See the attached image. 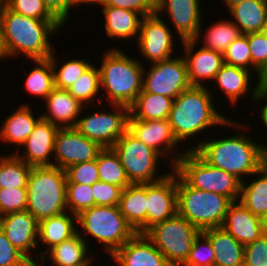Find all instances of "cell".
I'll return each mask as SVG.
<instances>
[{"mask_svg":"<svg viewBox=\"0 0 267 266\" xmlns=\"http://www.w3.org/2000/svg\"><path fill=\"white\" fill-rule=\"evenodd\" d=\"M235 121L231 118L225 123V126L231 129L234 127L233 129L238 131L237 134L233 131L232 136L225 137L224 135L223 138L217 137L216 139L215 137L213 139L211 137L210 140L208 136L207 138H197L198 143L194 141L193 143H196L194 150L208 164L233 174L242 182L262 167V143L256 142V139L253 140L250 135H247L249 126L246 123Z\"/></svg>","mask_w":267,"mask_h":266,"instance_id":"obj_1","label":"cell"},{"mask_svg":"<svg viewBox=\"0 0 267 266\" xmlns=\"http://www.w3.org/2000/svg\"><path fill=\"white\" fill-rule=\"evenodd\" d=\"M0 24L4 61L19 54L28 60L49 59L55 47L50 40L65 26L60 20L26 17L6 6L0 11Z\"/></svg>","mask_w":267,"mask_h":266,"instance_id":"obj_2","label":"cell"},{"mask_svg":"<svg viewBox=\"0 0 267 266\" xmlns=\"http://www.w3.org/2000/svg\"><path fill=\"white\" fill-rule=\"evenodd\" d=\"M210 89L207 86H191L173 100L168 121L180 144L184 142L185 145L186 141L191 143L187 150H194L192 140L199 137L200 133L203 132L204 135L205 131L216 126L218 129L220 125L225 129V123L230 119L223 112L218 111V108L216 109L214 105L217 103H213L215 97Z\"/></svg>","mask_w":267,"mask_h":266,"instance_id":"obj_3","label":"cell"},{"mask_svg":"<svg viewBox=\"0 0 267 266\" xmlns=\"http://www.w3.org/2000/svg\"><path fill=\"white\" fill-rule=\"evenodd\" d=\"M116 46L103 52L101 56V93L110 104L130 107L142 91L144 64Z\"/></svg>","mask_w":267,"mask_h":266,"instance_id":"obj_4","label":"cell"},{"mask_svg":"<svg viewBox=\"0 0 267 266\" xmlns=\"http://www.w3.org/2000/svg\"><path fill=\"white\" fill-rule=\"evenodd\" d=\"M77 226H81L77 227V229L80 228L77 232L89 247L92 238L93 241L98 242L96 243L98 246L99 244L103 246L102 254L105 252V255L108 254L107 257L136 234L120 212L119 206L95 205L83 210L77 215Z\"/></svg>","mask_w":267,"mask_h":266,"instance_id":"obj_5","label":"cell"},{"mask_svg":"<svg viewBox=\"0 0 267 266\" xmlns=\"http://www.w3.org/2000/svg\"><path fill=\"white\" fill-rule=\"evenodd\" d=\"M66 173L57 166H32L27 184V208L38 222L68 211Z\"/></svg>","mask_w":267,"mask_h":266,"instance_id":"obj_6","label":"cell"},{"mask_svg":"<svg viewBox=\"0 0 267 266\" xmlns=\"http://www.w3.org/2000/svg\"><path fill=\"white\" fill-rule=\"evenodd\" d=\"M232 202L227 196L191 187L177 173V213L200 232L222 227Z\"/></svg>","mask_w":267,"mask_h":266,"instance_id":"obj_7","label":"cell"},{"mask_svg":"<svg viewBox=\"0 0 267 266\" xmlns=\"http://www.w3.org/2000/svg\"><path fill=\"white\" fill-rule=\"evenodd\" d=\"M191 187L229 197L240 198L241 181L233 174L208 164L195 150H188L173 168Z\"/></svg>","mask_w":267,"mask_h":266,"instance_id":"obj_8","label":"cell"},{"mask_svg":"<svg viewBox=\"0 0 267 266\" xmlns=\"http://www.w3.org/2000/svg\"><path fill=\"white\" fill-rule=\"evenodd\" d=\"M199 233L192 223L176 213L171 218L153 225L144 234L171 266H181Z\"/></svg>","mask_w":267,"mask_h":266,"instance_id":"obj_9","label":"cell"},{"mask_svg":"<svg viewBox=\"0 0 267 266\" xmlns=\"http://www.w3.org/2000/svg\"><path fill=\"white\" fill-rule=\"evenodd\" d=\"M112 148L118 154L131 184L154 183L162 180L169 173H159L158 165L163 160L162 157L128 129Z\"/></svg>","mask_w":267,"mask_h":266,"instance_id":"obj_10","label":"cell"},{"mask_svg":"<svg viewBox=\"0 0 267 266\" xmlns=\"http://www.w3.org/2000/svg\"><path fill=\"white\" fill-rule=\"evenodd\" d=\"M97 105V106H96ZM94 106L96 110L90 111L86 116L80 115L76 129L88 139L97 142L102 148H112L115 142L128 129L129 107L119 104H107L111 108H99L101 104Z\"/></svg>","mask_w":267,"mask_h":266,"instance_id":"obj_11","label":"cell"},{"mask_svg":"<svg viewBox=\"0 0 267 266\" xmlns=\"http://www.w3.org/2000/svg\"><path fill=\"white\" fill-rule=\"evenodd\" d=\"M191 87L183 55L144 65L142 91L175 99Z\"/></svg>","mask_w":267,"mask_h":266,"instance_id":"obj_12","label":"cell"},{"mask_svg":"<svg viewBox=\"0 0 267 266\" xmlns=\"http://www.w3.org/2000/svg\"><path fill=\"white\" fill-rule=\"evenodd\" d=\"M156 12L142 18L135 40L137 50L150 64L174 57V32ZM173 33V34H172Z\"/></svg>","mask_w":267,"mask_h":266,"instance_id":"obj_13","label":"cell"},{"mask_svg":"<svg viewBox=\"0 0 267 266\" xmlns=\"http://www.w3.org/2000/svg\"><path fill=\"white\" fill-rule=\"evenodd\" d=\"M128 130L146 146L155 150L161 157H166V160L169 157L171 161L169 165L172 169L177 164L179 158L188 151L186 147L185 149L178 147L182 144H179L174 136L168 119H128ZM178 148L180 149L179 152Z\"/></svg>","mask_w":267,"mask_h":266,"instance_id":"obj_14","label":"cell"},{"mask_svg":"<svg viewBox=\"0 0 267 266\" xmlns=\"http://www.w3.org/2000/svg\"><path fill=\"white\" fill-rule=\"evenodd\" d=\"M102 149L76 128H59L54 142L53 166L65 170L73 164L92 161Z\"/></svg>","mask_w":267,"mask_h":266,"instance_id":"obj_15","label":"cell"},{"mask_svg":"<svg viewBox=\"0 0 267 266\" xmlns=\"http://www.w3.org/2000/svg\"><path fill=\"white\" fill-rule=\"evenodd\" d=\"M168 168L162 180L147 183L146 231L177 213V172Z\"/></svg>","mask_w":267,"mask_h":266,"instance_id":"obj_16","label":"cell"},{"mask_svg":"<svg viewBox=\"0 0 267 266\" xmlns=\"http://www.w3.org/2000/svg\"><path fill=\"white\" fill-rule=\"evenodd\" d=\"M200 0H156V13L173 23L180 41L193 40L202 24Z\"/></svg>","mask_w":267,"mask_h":266,"instance_id":"obj_17","label":"cell"},{"mask_svg":"<svg viewBox=\"0 0 267 266\" xmlns=\"http://www.w3.org/2000/svg\"><path fill=\"white\" fill-rule=\"evenodd\" d=\"M38 227L39 222L27 210L0 217V228L7 239L28 259H32L38 254L36 250L38 248Z\"/></svg>","mask_w":267,"mask_h":266,"instance_id":"obj_18","label":"cell"},{"mask_svg":"<svg viewBox=\"0 0 267 266\" xmlns=\"http://www.w3.org/2000/svg\"><path fill=\"white\" fill-rule=\"evenodd\" d=\"M181 45L191 86H208L224 64L223 54L200 47L194 40L182 41Z\"/></svg>","mask_w":267,"mask_h":266,"instance_id":"obj_19","label":"cell"},{"mask_svg":"<svg viewBox=\"0 0 267 266\" xmlns=\"http://www.w3.org/2000/svg\"><path fill=\"white\" fill-rule=\"evenodd\" d=\"M58 130L59 127L41 118L33 132L20 146L22 153L20 154V151L11 153L30 166H53L54 142Z\"/></svg>","mask_w":267,"mask_h":266,"instance_id":"obj_20","label":"cell"},{"mask_svg":"<svg viewBox=\"0 0 267 266\" xmlns=\"http://www.w3.org/2000/svg\"><path fill=\"white\" fill-rule=\"evenodd\" d=\"M251 73L252 72L248 69L224 63L216 74L213 81L217 83L215 85L221 90V93L227 97L226 100L231 103V107H235L239 100L241 98L244 99V96L247 97V95L251 97L249 98L251 99L250 103L255 102V104L258 105L261 87L257 81L255 84L256 87L254 86L252 87L253 89L251 88V86H253L250 85L253 75Z\"/></svg>","mask_w":267,"mask_h":266,"instance_id":"obj_21","label":"cell"},{"mask_svg":"<svg viewBox=\"0 0 267 266\" xmlns=\"http://www.w3.org/2000/svg\"><path fill=\"white\" fill-rule=\"evenodd\" d=\"M111 259L118 266H171L145 234L140 233L116 250Z\"/></svg>","mask_w":267,"mask_h":266,"instance_id":"obj_22","label":"cell"},{"mask_svg":"<svg viewBox=\"0 0 267 266\" xmlns=\"http://www.w3.org/2000/svg\"><path fill=\"white\" fill-rule=\"evenodd\" d=\"M44 102L47 111L40 116L59 128H75L81 113L89 111V106H83L65 89L54 88Z\"/></svg>","mask_w":267,"mask_h":266,"instance_id":"obj_23","label":"cell"},{"mask_svg":"<svg viewBox=\"0 0 267 266\" xmlns=\"http://www.w3.org/2000/svg\"><path fill=\"white\" fill-rule=\"evenodd\" d=\"M222 227L244 246L266 232L265 220L254 215L239 200L230 204Z\"/></svg>","mask_w":267,"mask_h":266,"instance_id":"obj_24","label":"cell"},{"mask_svg":"<svg viewBox=\"0 0 267 266\" xmlns=\"http://www.w3.org/2000/svg\"><path fill=\"white\" fill-rule=\"evenodd\" d=\"M33 112L35 111L32 110L30 103H21L13 112L3 118L4 121L0 126V142L3 141V144L9 143V145H14L13 147L17 146L16 151H20V146L42 118L39 113L35 114Z\"/></svg>","mask_w":267,"mask_h":266,"instance_id":"obj_25","label":"cell"},{"mask_svg":"<svg viewBox=\"0 0 267 266\" xmlns=\"http://www.w3.org/2000/svg\"><path fill=\"white\" fill-rule=\"evenodd\" d=\"M102 6V7H101ZM102 8V15L104 14L105 23L104 28L106 35L111 40L122 41L136 39L140 32V23L143 16L128 9H123L105 4L100 5Z\"/></svg>","mask_w":267,"mask_h":266,"instance_id":"obj_26","label":"cell"},{"mask_svg":"<svg viewBox=\"0 0 267 266\" xmlns=\"http://www.w3.org/2000/svg\"><path fill=\"white\" fill-rule=\"evenodd\" d=\"M90 252L89 245L76 232L72 237L48 250L43 256L58 266H93L97 259L95 260V255Z\"/></svg>","mask_w":267,"mask_h":266,"instance_id":"obj_27","label":"cell"},{"mask_svg":"<svg viewBox=\"0 0 267 266\" xmlns=\"http://www.w3.org/2000/svg\"><path fill=\"white\" fill-rule=\"evenodd\" d=\"M77 227V215L69 211L41 220L38 227V247L41 242V246L47 249H39L38 254L44 255L54 246L72 237L77 232Z\"/></svg>","mask_w":267,"mask_h":266,"instance_id":"obj_28","label":"cell"},{"mask_svg":"<svg viewBox=\"0 0 267 266\" xmlns=\"http://www.w3.org/2000/svg\"><path fill=\"white\" fill-rule=\"evenodd\" d=\"M147 184H131L121 193L119 209L136 233L146 232Z\"/></svg>","mask_w":267,"mask_h":266,"instance_id":"obj_29","label":"cell"},{"mask_svg":"<svg viewBox=\"0 0 267 266\" xmlns=\"http://www.w3.org/2000/svg\"><path fill=\"white\" fill-rule=\"evenodd\" d=\"M210 240L214 251V266H243L245 246L223 227L202 231Z\"/></svg>","mask_w":267,"mask_h":266,"instance_id":"obj_30","label":"cell"},{"mask_svg":"<svg viewBox=\"0 0 267 266\" xmlns=\"http://www.w3.org/2000/svg\"><path fill=\"white\" fill-rule=\"evenodd\" d=\"M227 12L242 34L260 32L267 18V0H244L232 5Z\"/></svg>","mask_w":267,"mask_h":266,"instance_id":"obj_31","label":"cell"},{"mask_svg":"<svg viewBox=\"0 0 267 266\" xmlns=\"http://www.w3.org/2000/svg\"><path fill=\"white\" fill-rule=\"evenodd\" d=\"M210 25L207 30L204 27L202 22L197 36L193 39L199 45L201 42V47L207 48L221 54H224L227 47L239 36L242 35L240 29L230 20V19H222L216 21L215 23ZM203 26V28H202ZM205 29V31H204ZM205 34H204V33ZM204 34V35H203ZM204 37V38H203Z\"/></svg>","mask_w":267,"mask_h":266,"instance_id":"obj_32","label":"cell"},{"mask_svg":"<svg viewBox=\"0 0 267 266\" xmlns=\"http://www.w3.org/2000/svg\"><path fill=\"white\" fill-rule=\"evenodd\" d=\"M246 182H241L239 201L254 215L263 220L267 219V172L261 167L254 172Z\"/></svg>","mask_w":267,"mask_h":266,"instance_id":"obj_33","label":"cell"},{"mask_svg":"<svg viewBox=\"0 0 267 266\" xmlns=\"http://www.w3.org/2000/svg\"><path fill=\"white\" fill-rule=\"evenodd\" d=\"M173 100L168 96L141 91L129 107L128 119H168Z\"/></svg>","mask_w":267,"mask_h":266,"instance_id":"obj_34","label":"cell"},{"mask_svg":"<svg viewBox=\"0 0 267 266\" xmlns=\"http://www.w3.org/2000/svg\"><path fill=\"white\" fill-rule=\"evenodd\" d=\"M67 91L83 106H94L96 102L102 104L99 68L91 64Z\"/></svg>","mask_w":267,"mask_h":266,"instance_id":"obj_35","label":"cell"},{"mask_svg":"<svg viewBox=\"0 0 267 266\" xmlns=\"http://www.w3.org/2000/svg\"><path fill=\"white\" fill-rule=\"evenodd\" d=\"M34 68L26 74L24 88L35 98L45 100L54 87V73L50 59H35Z\"/></svg>","mask_w":267,"mask_h":266,"instance_id":"obj_36","label":"cell"},{"mask_svg":"<svg viewBox=\"0 0 267 266\" xmlns=\"http://www.w3.org/2000/svg\"><path fill=\"white\" fill-rule=\"evenodd\" d=\"M31 167L14 153L0 155V189L26 188Z\"/></svg>","mask_w":267,"mask_h":266,"instance_id":"obj_37","label":"cell"},{"mask_svg":"<svg viewBox=\"0 0 267 266\" xmlns=\"http://www.w3.org/2000/svg\"><path fill=\"white\" fill-rule=\"evenodd\" d=\"M99 180L121 187L131 185L118 154L113 148H103L96 158Z\"/></svg>","mask_w":267,"mask_h":266,"instance_id":"obj_38","label":"cell"},{"mask_svg":"<svg viewBox=\"0 0 267 266\" xmlns=\"http://www.w3.org/2000/svg\"><path fill=\"white\" fill-rule=\"evenodd\" d=\"M55 52L56 48H54L52 55L49 57L54 73V87L67 90L92 63L85 58H71L65 63L59 61L60 59L56 55L58 53Z\"/></svg>","mask_w":267,"mask_h":266,"instance_id":"obj_39","label":"cell"},{"mask_svg":"<svg viewBox=\"0 0 267 266\" xmlns=\"http://www.w3.org/2000/svg\"><path fill=\"white\" fill-rule=\"evenodd\" d=\"M66 202L68 211L75 215L93 207L94 198L91 185L66 183Z\"/></svg>","mask_w":267,"mask_h":266,"instance_id":"obj_40","label":"cell"},{"mask_svg":"<svg viewBox=\"0 0 267 266\" xmlns=\"http://www.w3.org/2000/svg\"><path fill=\"white\" fill-rule=\"evenodd\" d=\"M5 6L13 12L35 19L59 20L43 0H5Z\"/></svg>","mask_w":267,"mask_h":266,"instance_id":"obj_41","label":"cell"},{"mask_svg":"<svg viewBox=\"0 0 267 266\" xmlns=\"http://www.w3.org/2000/svg\"><path fill=\"white\" fill-rule=\"evenodd\" d=\"M181 266H214V251L210 240L200 232Z\"/></svg>","mask_w":267,"mask_h":266,"instance_id":"obj_42","label":"cell"},{"mask_svg":"<svg viewBox=\"0 0 267 266\" xmlns=\"http://www.w3.org/2000/svg\"><path fill=\"white\" fill-rule=\"evenodd\" d=\"M224 63L251 71V52L246 34L235 39L223 54Z\"/></svg>","mask_w":267,"mask_h":266,"instance_id":"obj_43","label":"cell"},{"mask_svg":"<svg viewBox=\"0 0 267 266\" xmlns=\"http://www.w3.org/2000/svg\"><path fill=\"white\" fill-rule=\"evenodd\" d=\"M246 35L251 52V72L259 78V74L267 67V37L260 32Z\"/></svg>","mask_w":267,"mask_h":266,"instance_id":"obj_44","label":"cell"},{"mask_svg":"<svg viewBox=\"0 0 267 266\" xmlns=\"http://www.w3.org/2000/svg\"><path fill=\"white\" fill-rule=\"evenodd\" d=\"M66 183L93 185L99 181L96 159L88 162L76 163L65 169Z\"/></svg>","mask_w":267,"mask_h":266,"instance_id":"obj_45","label":"cell"},{"mask_svg":"<svg viewBox=\"0 0 267 266\" xmlns=\"http://www.w3.org/2000/svg\"><path fill=\"white\" fill-rule=\"evenodd\" d=\"M27 188L0 189V217L27 208Z\"/></svg>","mask_w":267,"mask_h":266,"instance_id":"obj_46","label":"cell"},{"mask_svg":"<svg viewBox=\"0 0 267 266\" xmlns=\"http://www.w3.org/2000/svg\"><path fill=\"white\" fill-rule=\"evenodd\" d=\"M93 190L94 206H118L122 193V188L105 183L103 181H97L91 185Z\"/></svg>","mask_w":267,"mask_h":266,"instance_id":"obj_47","label":"cell"},{"mask_svg":"<svg viewBox=\"0 0 267 266\" xmlns=\"http://www.w3.org/2000/svg\"><path fill=\"white\" fill-rule=\"evenodd\" d=\"M243 266H267V231L245 245Z\"/></svg>","mask_w":267,"mask_h":266,"instance_id":"obj_48","label":"cell"},{"mask_svg":"<svg viewBox=\"0 0 267 266\" xmlns=\"http://www.w3.org/2000/svg\"><path fill=\"white\" fill-rule=\"evenodd\" d=\"M28 258L15 248L0 228V266H27Z\"/></svg>","mask_w":267,"mask_h":266,"instance_id":"obj_49","label":"cell"},{"mask_svg":"<svg viewBox=\"0 0 267 266\" xmlns=\"http://www.w3.org/2000/svg\"><path fill=\"white\" fill-rule=\"evenodd\" d=\"M103 4L136 11L143 17L156 11V0H103Z\"/></svg>","mask_w":267,"mask_h":266,"instance_id":"obj_50","label":"cell"},{"mask_svg":"<svg viewBox=\"0 0 267 266\" xmlns=\"http://www.w3.org/2000/svg\"><path fill=\"white\" fill-rule=\"evenodd\" d=\"M47 8L66 26L71 10L74 7L73 0H43Z\"/></svg>","mask_w":267,"mask_h":266,"instance_id":"obj_51","label":"cell"},{"mask_svg":"<svg viewBox=\"0 0 267 266\" xmlns=\"http://www.w3.org/2000/svg\"><path fill=\"white\" fill-rule=\"evenodd\" d=\"M263 100L265 101V104ZM258 108H259L258 111L260 110L259 112L261 114V115L259 114L260 120L262 124L264 125V127H266V131H267V88L266 87H261L260 89V98L258 102Z\"/></svg>","mask_w":267,"mask_h":266,"instance_id":"obj_52","label":"cell"},{"mask_svg":"<svg viewBox=\"0 0 267 266\" xmlns=\"http://www.w3.org/2000/svg\"><path fill=\"white\" fill-rule=\"evenodd\" d=\"M39 257V258H38ZM45 257L43 256V255H37V257H34V258H32V259H28V263H27V266H42L43 264V262H44V264L48 261V259H46V261H45ZM39 260V261H38ZM41 260V261H40ZM39 262V263H38ZM46 266V265H45ZM48 266H58V265H55V264H53V263H51L50 262V265H48Z\"/></svg>","mask_w":267,"mask_h":266,"instance_id":"obj_53","label":"cell"},{"mask_svg":"<svg viewBox=\"0 0 267 266\" xmlns=\"http://www.w3.org/2000/svg\"><path fill=\"white\" fill-rule=\"evenodd\" d=\"M74 1V7H79L81 5H88V4H98L99 6L103 4V0H73Z\"/></svg>","mask_w":267,"mask_h":266,"instance_id":"obj_54","label":"cell"},{"mask_svg":"<svg viewBox=\"0 0 267 266\" xmlns=\"http://www.w3.org/2000/svg\"><path fill=\"white\" fill-rule=\"evenodd\" d=\"M262 168L267 171V143L261 144Z\"/></svg>","mask_w":267,"mask_h":266,"instance_id":"obj_55","label":"cell"},{"mask_svg":"<svg viewBox=\"0 0 267 266\" xmlns=\"http://www.w3.org/2000/svg\"><path fill=\"white\" fill-rule=\"evenodd\" d=\"M260 87L267 88V67L259 74V78H257Z\"/></svg>","mask_w":267,"mask_h":266,"instance_id":"obj_56","label":"cell"},{"mask_svg":"<svg viewBox=\"0 0 267 266\" xmlns=\"http://www.w3.org/2000/svg\"><path fill=\"white\" fill-rule=\"evenodd\" d=\"M221 1H223L222 3H225L227 6L226 8L229 9L232 5H235V4L242 2L244 0H221Z\"/></svg>","mask_w":267,"mask_h":266,"instance_id":"obj_57","label":"cell"},{"mask_svg":"<svg viewBox=\"0 0 267 266\" xmlns=\"http://www.w3.org/2000/svg\"><path fill=\"white\" fill-rule=\"evenodd\" d=\"M4 61V52H3V46H2V40H1V24H0V62Z\"/></svg>","mask_w":267,"mask_h":266,"instance_id":"obj_58","label":"cell"},{"mask_svg":"<svg viewBox=\"0 0 267 266\" xmlns=\"http://www.w3.org/2000/svg\"><path fill=\"white\" fill-rule=\"evenodd\" d=\"M260 33H262L265 37H267V18H266V21L264 22V24L262 25Z\"/></svg>","mask_w":267,"mask_h":266,"instance_id":"obj_59","label":"cell"},{"mask_svg":"<svg viewBox=\"0 0 267 266\" xmlns=\"http://www.w3.org/2000/svg\"><path fill=\"white\" fill-rule=\"evenodd\" d=\"M5 6V0H0V11Z\"/></svg>","mask_w":267,"mask_h":266,"instance_id":"obj_60","label":"cell"},{"mask_svg":"<svg viewBox=\"0 0 267 266\" xmlns=\"http://www.w3.org/2000/svg\"><path fill=\"white\" fill-rule=\"evenodd\" d=\"M265 225H266V231H267V219L265 220Z\"/></svg>","mask_w":267,"mask_h":266,"instance_id":"obj_61","label":"cell"}]
</instances>
